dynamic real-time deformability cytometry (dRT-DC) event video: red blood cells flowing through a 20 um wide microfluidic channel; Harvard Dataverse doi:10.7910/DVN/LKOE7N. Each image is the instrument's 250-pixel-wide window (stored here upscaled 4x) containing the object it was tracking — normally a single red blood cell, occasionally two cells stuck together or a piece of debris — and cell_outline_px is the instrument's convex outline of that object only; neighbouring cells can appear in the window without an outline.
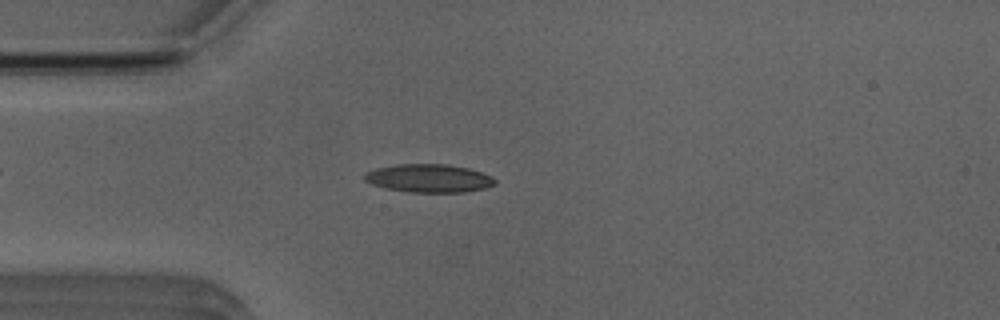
{"species": "Egyptian fruit bat (a non-hibernating species)", "species_latin": "Rousettus aegyptiacus", "temperature_condition": "room temperature", "stored_images_in_passage": 52, "camera_frame_rate_fps": 3000, "um_per_image_px": 0.085, "animal": {"sex": "male"}, "frame": {"image": 1, "passage_image": 13, "time_ms": 4.0, "image_size_px": [1000, 320], "cell_outline_px": [[496, 184], [484, 188], [464, 192], [408, 192], [384, 188], [372, 184], [364, 180], [364, 172], [376, 168], [396, 164], [448, 164], [468, 168], [492, 176], [496, 180]], "centroid_in_image_um": [36.43, 15.15], "position_along_channel_um": 48.6, "area_um2": 21.56}}
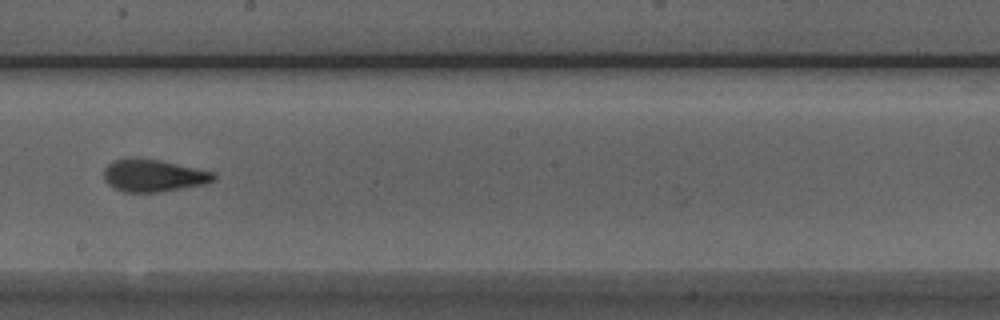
{"frame": {"image": 2, "passage_image": 28, "time_ms": 9.0, "image_size_px": [1000, 320], "cell_outline_px": [[216, 180], [204, 184], [156, 192], [124, 192], [108, 184], [104, 180], [104, 168], [108, 164], [116, 160], [128, 156], [136, 156], [160, 160], [216, 172]], "centroid_in_image_um": [13.03, 14.89], "position_along_channel_um": 235.2, "area_um2": 20.92}}
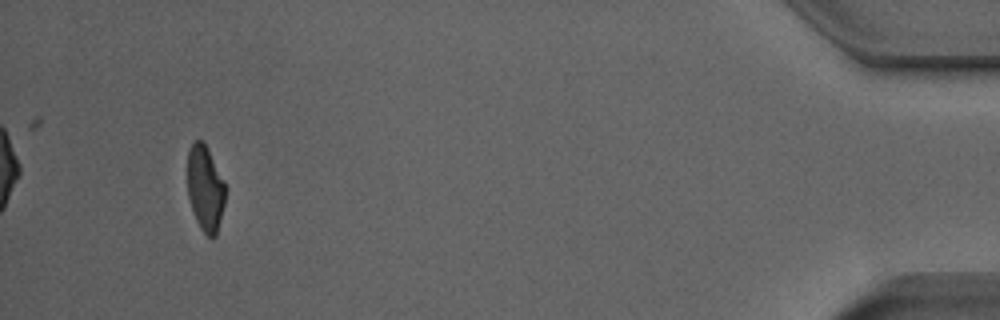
{"frame": {"image": 3, "passage_image": 48, "time_ms": 15.667, "image_size_px": [1000, 320], "cell_outline_px": [[224, 204], [216, 236], [212, 240], [200, 228], [196, 220], [188, 196], [188, 148], [196, 140], [200, 140], [204, 144], [224, 180]], "centroid_in_image_um": [17.43, 16.05], "position_along_channel_um": 417.8, "area_um2": 18.5}, "authors_computed_cell_mechanics": {"area_um2": 20.3745, "velocity_mm_per_s": 3.9461, "shape_relaxation_time_tau1_ms": 7.6597, "shape_relaxation_time_tau2_ms": 1.8057, "deformation_change_tau1": 0.2258, "deformation_change_tau2": 0.0968}}